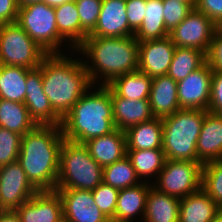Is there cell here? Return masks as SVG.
<instances>
[{"mask_svg":"<svg viewBox=\"0 0 222 222\" xmlns=\"http://www.w3.org/2000/svg\"><path fill=\"white\" fill-rule=\"evenodd\" d=\"M63 141L62 127L53 125H36L22 136L17 161L39 191L56 189Z\"/></svg>","mask_w":222,"mask_h":222,"instance_id":"6da1fadb","label":"cell"},{"mask_svg":"<svg viewBox=\"0 0 222 222\" xmlns=\"http://www.w3.org/2000/svg\"><path fill=\"white\" fill-rule=\"evenodd\" d=\"M44 94L52 109L63 118L92 87L84 63L59 54H47L40 66Z\"/></svg>","mask_w":222,"mask_h":222,"instance_id":"7a4b0ae2","label":"cell"},{"mask_svg":"<svg viewBox=\"0 0 222 222\" xmlns=\"http://www.w3.org/2000/svg\"><path fill=\"white\" fill-rule=\"evenodd\" d=\"M62 118V133L67 141L84 144L88 140L114 131L111 89L102 85L97 92L86 94Z\"/></svg>","mask_w":222,"mask_h":222,"instance_id":"3957f363","label":"cell"},{"mask_svg":"<svg viewBox=\"0 0 222 222\" xmlns=\"http://www.w3.org/2000/svg\"><path fill=\"white\" fill-rule=\"evenodd\" d=\"M77 49L94 62L92 67L84 63L92 84L98 72L105 77L103 85H108L114 78L138 70L139 42L134 36L86 37Z\"/></svg>","mask_w":222,"mask_h":222,"instance_id":"277c9868","label":"cell"},{"mask_svg":"<svg viewBox=\"0 0 222 222\" xmlns=\"http://www.w3.org/2000/svg\"><path fill=\"white\" fill-rule=\"evenodd\" d=\"M207 110L179 109L162 118V149L168 160L197 162L196 144Z\"/></svg>","mask_w":222,"mask_h":222,"instance_id":"5b68a950","label":"cell"},{"mask_svg":"<svg viewBox=\"0 0 222 222\" xmlns=\"http://www.w3.org/2000/svg\"><path fill=\"white\" fill-rule=\"evenodd\" d=\"M103 182V168L84 144L64 139L56 189L94 190Z\"/></svg>","mask_w":222,"mask_h":222,"instance_id":"8992f818","label":"cell"},{"mask_svg":"<svg viewBox=\"0 0 222 222\" xmlns=\"http://www.w3.org/2000/svg\"><path fill=\"white\" fill-rule=\"evenodd\" d=\"M16 23L47 54H59L58 47L63 38L56 26L55 8L45 2L26 5L19 8Z\"/></svg>","mask_w":222,"mask_h":222,"instance_id":"52a82bcc","label":"cell"},{"mask_svg":"<svg viewBox=\"0 0 222 222\" xmlns=\"http://www.w3.org/2000/svg\"><path fill=\"white\" fill-rule=\"evenodd\" d=\"M47 53L17 24L0 25V65L34 69Z\"/></svg>","mask_w":222,"mask_h":222,"instance_id":"ba28073f","label":"cell"},{"mask_svg":"<svg viewBox=\"0 0 222 222\" xmlns=\"http://www.w3.org/2000/svg\"><path fill=\"white\" fill-rule=\"evenodd\" d=\"M203 164L188 160H168L159 173L158 186L161 193L184 198L202 188Z\"/></svg>","mask_w":222,"mask_h":222,"instance_id":"9c48e42d","label":"cell"},{"mask_svg":"<svg viewBox=\"0 0 222 222\" xmlns=\"http://www.w3.org/2000/svg\"><path fill=\"white\" fill-rule=\"evenodd\" d=\"M215 33V23L193 8L187 17L169 32V37L176 47L194 48L207 54Z\"/></svg>","mask_w":222,"mask_h":222,"instance_id":"30bf717a","label":"cell"},{"mask_svg":"<svg viewBox=\"0 0 222 222\" xmlns=\"http://www.w3.org/2000/svg\"><path fill=\"white\" fill-rule=\"evenodd\" d=\"M38 191L18 161L0 167V208L2 210H15Z\"/></svg>","mask_w":222,"mask_h":222,"instance_id":"8fae6325","label":"cell"},{"mask_svg":"<svg viewBox=\"0 0 222 222\" xmlns=\"http://www.w3.org/2000/svg\"><path fill=\"white\" fill-rule=\"evenodd\" d=\"M213 71L206 62L202 67L177 82L180 109L207 110Z\"/></svg>","mask_w":222,"mask_h":222,"instance_id":"7c38bea8","label":"cell"},{"mask_svg":"<svg viewBox=\"0 0 222 222\" xmlns=\"http://www.w3.org/2000/svg\"><path fill=\"white\" fill-rule=\"evenodd\" d=\"M24 104L36 125L61 126L62 118L52 109L48 97L44 94L40 67L27 71Z\"/></svg>","mask_w":222,"mask_h":222,"instance_id":"4fadbf2b","label":"cell"},{"mask_svg":"<svg viewBox=\"0 0 222 222\" xmlns=\"http://www.w3.org/2000/svg\"><path fill=\"white\" fill-rule=\"evenodd\" d=\"M61 197L67 222H111L95 204L92 190L55 189Z\"/></svg>","mask_w":222,"mask_h":222,"instance_id":"5bb4252c","label":"cell"},{"mask_svg":"<svg viewBox=\"0 0 222 222\" xmlns=\"http://www.w3.org/2000/svg\"><path fill=\"white\" fill-rule=\"evenodd\" d=\"M21 222H59L63 206L56 190H42L15 209Z\"/></svg>","mask_w":222,"mask_h":222,"instance_id":"9a60e30c","label":"cell"},{"mask_svg":"<svg viewBox=\"0 0 222 222\" xmlns=\"http://www.w3.org/2000/svg\"><path fill=\"white\" fill-rule=\"evenodd\" d=\"M175 49L169 36L139 42L138 70L150 78L166 75Z\"/></svg>","mask_w":222,"mask_h":222,"instance_id":"2e32d148","label":"cell"},{"mask_svg":"<svg viewBox=\"0 0 222 222\" xmlns=\"http://www.w3.org/2000/svg\"><path fill=\"white\" fill-rule=\"evenodd\" d=\"M134 36L128 24L126 0H102L95 29L87 37Z\"/></svg>","mask_w":222,"mask_h":222,"instance_id":"e0dca14e","label":"cell"},{"mask_svg":"<svg viewBox=\"0 0 222 222\" xmlns=\"http://www.w3.org/2000/svg\"><path fill=\"white\" fill-rule=\"evenodd\" d=\"M197 162L222 160V114L207 111L197 144Z\"/></svg>","mask_w":222,"mask_h":222,"instance_id":"ac0fdd59","label":"cell"},{"mask_svg":"<svg viewBox=\"0 0 222 222\" xmlns=\"http://www.w3.org/2000/svg\"><path fill=\"white\" fill-rule=\"evenodd\" d=\"M113 120L115 128L126 131L136 124L153 118L149 99L131 100L117 96L111 90Z\"/></svg>","mask_w":222,"mask_h":222,"instance_id":"d6986e66","label":"cell"},{"mask_svg":"<svg viewBox=\"0 0 222 222\" xmlns=\"http://www.w3.org/2000/svg\"><path fill=\"white\" fill-rule=\"evenodd\" d=\"M84 145L102 168L126 156L125 132L117 128L109 134L88 140Z\"/></svg>","mask_w":222,"mask_h":222,"instance_id":"ffe728a7","label":"cell"},{"mask_svg":"<svg viewBox=\"0 0 222 222\" xmlns=\"http://www.w3.org/2000/svg\"><path fill=\"white\" fill-rule=\"evenodd\" d=\"M149 103L156 118L162 119L179 110L177 82L167 75L152 78Z\"/></svg>","mask_w":222,"mask_h":222,"instance_id":"44dd1931","label":"cell"},{"mask_svg":"<svg viewBox=\"0 0 222 222\" xmlns=\"http://www.w3.org/2000/svg\"><path fill=\"white\" fill-rule=\"evenodd\" d=\"M221 207L201 188L180 199L179 222H212Z\"/></svg>","mask_w":222,"mask_h":222,"instance_id":"7402d4cb","label":"cell"},{"mask_svg":"<svg viewBox=\"0 0 222 222\" xmlns=\"http://www.w3.org/2000/svg\"><path fill=\"white\" fill-rule=\"evenodd\" d=\"M125 132L126 150L162 149L163 121L153 117L151 120L136 124Z\"/></svg>","mask_w":222,"mask_h":222,"instance_id":"603a6c76","label":"cell"},{"mask_svg":"<svg viewBox=\"0 0 222 222\" xmlns=\"http://www.w3.org/2000/svg\"><path fill=\"white\" fill-rule=\"evenodd\" d=\"M180 198L149 189L144 212L145 222H179Z\"/></svg>","mask_w":222,"mask_h":222,"instance_id":"cb8c5ba5","label":"cell"},{"mask_svg":"<svg viewBox=\"0 0 222 222\" xmlns=\"http://www.w3.org/2000/svg\"><path fill=\"white\" fill-rule=\"evenodd\" d=\"M151 185L144 182L132 187L120 189L118 193L116 211L111 222H132L133 215L145 212L146 197Z\"/></svg>","mask_w":222,"mask_h":222,"instance_id":"d4e9b609","label":"cell"},{"mask_svg":"<svg viewBox=\"0 0 222 222\" xmlns=\"http://www.w3.org/2000/svg\"><path fill=\"white\" fill-rule=\"evenodd\" d=\"M152 78L137 70L114 78L107 86L117 95L126 99H149Z\"/></svg>","mask_w":222,"mask_h":222,"instance_id":"484cf974","label":"cell"},{"mask_svg":"<svg viewBox=\"0 0 222 222\" xmlns=\"http://www.w3.org/2000/svg\"><path fill=\"white\" fill-rule=\"evenodd\" d=\"M163 0H147L145 17L134 33L138 42L161 39L169 36L163 16Z\"/></svg>","mask_w":222,"mask_h":222,"instance_id":"4316f807","label":"cell"},{"mask_svg":"<svg viewBox=\"0 0 222 222\" xmlns=\"http://www.w3.org/2000/svg\"><path fill=\"white\" fill-rule=\"evenodd\" d=\"M28 68L0 65V99L24 103Z\"/></svg>","mask_w":222,"mask_h":222,"instance_id":"83f0119b","label":"cell"},{"mask_svg":"<svg viewBox=\"0 0 222 222\" xmlns=\"http://www.w3.org/2000/svg\"><path fill=\"white\" fill-rule=\"evenodd\" d=\"M36 123L24 103L0 99V127L24 136Z\"/></svg>","mask_w":222,"mask_h":222,"instance_id":"f1b7e54d","label":"cell"},{"mask_svg":"<svg viewBox=\"0 0 222 222\" xmlns=\"http://www.w3.org/2000/svg\"><path fill=\"white\" fill-rule=\"evenodd\" d=\"M206 62L205 52L194 48L176 47L166 75L178 82L202 67Z\"/></svg>","mask_w":222,"mask_h":222,"instance_id":"f546056e","label":"cell"},{"mask_svg":"<svg viewBox=\"0 0 222 222\" xmlns=\"http://www.w3.org/2000/svg\"><path fill=\"white\" fill-rule=\"evenodd\" d=\"M55 17L59 35L63 39L70 38V43L77 49L80 46V18L75 0L55 7Z\"/></svg>","mask_w":222,"mask_h":222,"instance_id":"4dcf8cb0","label":"cell"},{"mask_svg":"<svg viewBox=\"0 0 222 222\" xmlns=\"http://www.w3.org/2000/svg\"><path fill=\"white\" fill-rule=\"evenodd\" d=\"M137 177L159 174L164 167L166 157L163 149L126 150Z\"/></svg>","mask_w":222,"mask_h":222,"instance_id":"1f68e13d","label":"cell"},{"mask_svg":"<svg viewBox=\"0 0 222 222\" xmlns=\"http://www.w3.org/2000/svg\"><path fill=\"white\" fill-rule=\"evenodd\" d=\"M138 179L127 155L103 168V182L119 190L140 184Z\"/></svg>","mask_w":222,"mask_h":222,"instance_id":"d6a6232c","label":"cell"},{"mask_svg":"<svg viewBox=\"0 0 222 222\" xmlns=\"http://www.w3.org/2000/svg\"><path fill=\"white\" fill-rule=\"evenodd\" d=\"M202 189L222 207V160L203 164Z\"/></svg>","mask_w":222,"mask_h":222,"instance_id":"836d02e7","label":"cell"},{"mask_svg":"<svg viewBox=\"0 0 222 222\" xmlns=\"http://www.w3.org/2000/svg\"><path fill=\"white\" fill-rule=\"evenodd\" d=\"M80 18V45L95 29L102 7V0H75Z\"/></svg>","mask_w":222,"mask_h":222,"instance_id":"e575fe53","label":"cell"},{"mask_svg":"<svg viewBox=\"0 0 222 222\" xmlns=\"http://www.w3.org/2000/svg\"><path fill=\"white\" fill-rule=\"evenodd\" d=\"M22 135L0 127V167L18 160Z\"/></svg>","mask_w":222,"mask_h":222,"instance_id":"d590c367","label":"cell"},{"mask_svg":"<svg viewBox=\"0 0 222 222\" xmlns=\"http://www.w3.org/2000/svg\"><path fill=\"white\" fill-rule=\"evenodd\" d=\"M118 193L119 189L111 187L104 182L92 190L95 204L110 221L115 215Z\"/></svg>","mask_w":222,"mask_h":222,"instance_id":"8d00e7d4","label":"cell"},{"mask_svg":"<svg viewBox=\"0 0 222 222\" xmlns=\"http://www.w3.org/2000/svg\"><path fill=\"white\" fill-rule=\"evenodd\" d=\"M163 8L165 27L168 32L176 28L193 9L189 3L178 0H163Z\"/></svg>","mask_w":222,"mask_h":222,"instance_id":"74e56055","label":"cell"},{"mask_svg":"<svg viewBox=\"0 0 222 222\" xmlns=\"http://www.w3.org/2000/svg\"><path fill=\"white\" fill-rule=\"evenodd\" d=\"M147 0H126V11L130 29L135 33L145 17Z\"/></svg>","mask_w":222,"mask_h":222,"instance_id":"f35d334b","label":"cell"},{"mask_svg":"<svg viewBox=\"0 0 222 222\" xmlns=\"http://www.w3.org/2000/svg\"><path fill=\"white\" fill-rule=\"evenodd\" d=\"M208 111L222 114V72L213 71Z\"/></svg>","mask_w":222,"mask_h":222,"instance_id":"ab89813d","label":"cell"},{"mask_svg":"<svg viewBox=\"0 0 222 222\" xmlns=\"http://www.w3.org/2000/svg\"><path fill=\"white\" fill-rule=\"evenodd\" d=\"M206 59L212 71L222 72V36L214 34Z\"/></svg>","mask_w":222,"mask_h":222,"instance_id":"60d3db41","label":"cell"},{"mask_svg":"<svg viewBox=\"0 0 222 222\" xmlns=\"http://www.w3.org/2000/svg\"><path fill=\"white\" fill-rule=\"evenodd\" d=\"M195 8L204 13L214 23L222 18V0H197Z\"/></svg>","mask_w":222,"mask_h":222,"instance_id":"b9f144b4","label":"cell"},{"mask_svg":"<svg viewBox=\"0 0 222 222\" xmlns=\"http://www.w3.org/2000/svg\"><path fill=\"white\" fill-rule=\"evenodd\" d=\"M18 10L16 0H0V25L16 22Z\"/></svg>","mask_w":222,"mask_h":222,"instance_id":"7bdbcfd3","label":"cell"},{"mask_svg":"<svg viewBox=\"0 0 222 222\" xmlns=\"http://www.w3.org/2000/svg\"><path fill=\"white\" fill-rule=\"evenodd\" d=\"M0 222H21L15 210H2L0 212Z\"/></svg>","mask_w":222,"mask_h":222,"instance_id":"ee69618b","label":"cell"},{"mask_svg":"<svg viewBox=\"0 0 222 222\" xmlns=\"http://www.w3.org/2000/svg\"><path fill=\"white\" fill-rule=\"evenodd\" d=\"M70 1H73V0H44L46 4H48L49 6L53 8L61 6L62 4L68 3Z\"/></svg>","mask_w":222,"mask_h":222,"instance_id":"f6af8a7d","label":"cell"},{"mask_svg":"<svg viewBox=\"0 0 222 222\" xmlns=\"http://www.w3.org/2000/svg\"><path fill=\"white\" fill-rule=\"evenodd\" d=\"M16 2L18 7L22 8L29 4L44 2V0H16Z\"/></svg>","mask_w":222,"mask_h":222,"instance_id":"bcb514c9","label":"cell"},{"mask_svg":"<svg viewBox=\"0 0 222 222\" xmlns=\"http://www.w3.org/2000/svg\"><path fill=\"white\" fill-rule=\"evenodd\" d=\"M215 27H216V34L222 36V18L215 23Z\"/></svg>","mask_w":222,"mask_h":222,"instance_id":"7dc6e473","label":"cell"},{"mask_svg":"<svg viewBox=\"0 0 222 222\" xmlns=\"http://www.w3.org/2000/svg\"><path fill=\"white\" fill-rule=\"evenodd\" d=\"M181 2L189 3L193 8H195L197 0H178Z\"/></svg>","mask_w":222,"mask_h":222,"instance_id":"c3c4849f","label":"cell"},{"mask_svg":"<svg viewBox=\"0 0 222 222\" xmlns=\"http://www.w3.org/2000/svg\"><path fill=\"white\" fill-rule=\"evenodd\" d=\"M212 222H222V211L212 220Z\"/></svg>","mask_w":222,"mask_h":222,"instance_id":"681fc988","label":"cell"},{"mask_svg":"<svg viewBox=\"0 0 222 222\" xmlns=\"http://www.w3.org/2000/svg\"><path fill=\"white\" fill-rule=\"evenodd\" d=\"M59 222H67L64 218L61 220V221H59Z\"/></svg>","mask_w":222,"mask_h":222,"instance_id":"f907efd6","label":"cell"}]
</instances>
